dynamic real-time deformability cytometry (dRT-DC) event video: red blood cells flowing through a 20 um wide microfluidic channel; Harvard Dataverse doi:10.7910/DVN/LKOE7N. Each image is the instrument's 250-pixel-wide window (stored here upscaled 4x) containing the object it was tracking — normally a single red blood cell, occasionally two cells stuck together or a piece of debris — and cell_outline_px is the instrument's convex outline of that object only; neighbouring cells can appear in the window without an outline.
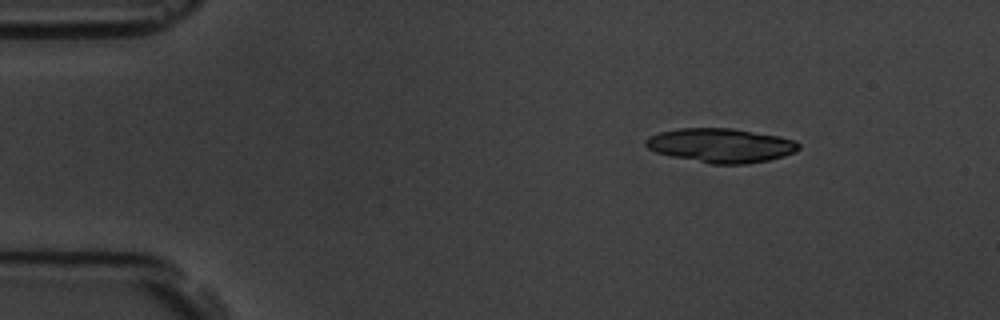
{"species": "common noctule bat (a hibernating species)", "species_latin": "Nyctalus noctula", "temperature_condition": "room temperature", "stored_images_in_passage": 9, "camera_frame_rate_fps": 3000, "um_per_image_px": 0.085, "animal": {"sex": "male", "body_mass_g": 19.5, "forearm_length_mm": 54.6}, "frame": {"image": 1, "passage_image": 3, "time_ms": 2.333, "image_size_px": [1000, 320], "cell_outline_px": [[800, 148], [796, 152], [784, 156], [768, 160], [748, 164], [712, 164], [672, 156], [656, 152], [648, 148], [644, 144], [644, 140], [660, 132], [680, 128], [732, 128], [780, 136], [796, 140], [800, 144]], "centroid_in_image_um": [61.32, 12.36], "position_along_channel_um": 23.7, "area_um2": 30.52}}
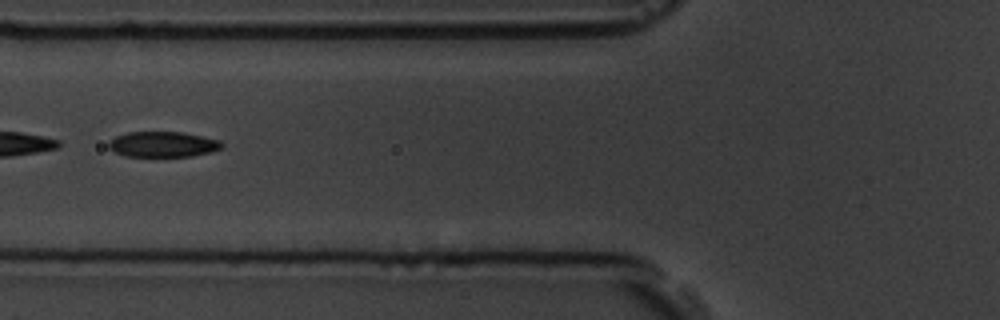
{"frame": {"image": 2, "passage_image": 7, "time_ms": 7.0, "image_size_px": [1000, 320], "cell_outline_px": [[224, 148], [212, 152], [192, 156], [124, 156], [108, 148], [108, 140], [116, 136], [128, 132], [184, 132], [220, 140], [224, 144]], "centroid_in_image_um": [13.87, 12.26], "position_along_channel_um": 111.9, "area_um2": 16.99}}
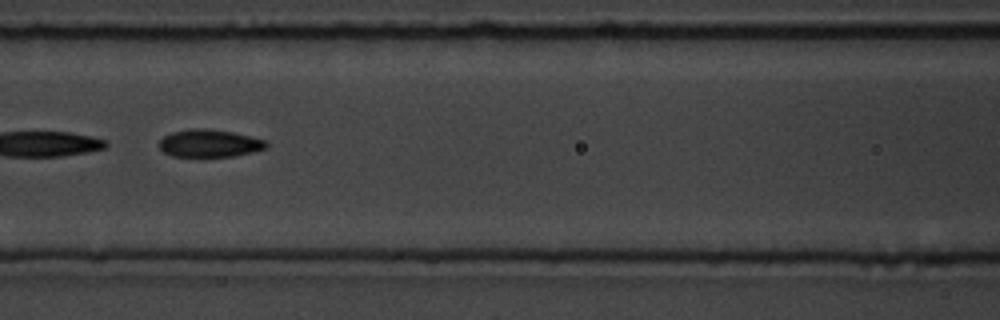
{"frame": {"image": 3, "passage_image": 8, "time_ms": 8.0, "image_size_px": [1000, 320], "cell_outline_px": [[268, 144], [264, 148], [252, 152], [232, 156], [172, 156], [164, 152], [160, 148], [160, 140], [164, 136], [172, 132], [188, 128], [208, 128], [232, 132], [268, 140]], "centroid_in_image_um": [17.8, 12.16], "position_along_channel_um": 148.8, "area_um2": 17.17}}